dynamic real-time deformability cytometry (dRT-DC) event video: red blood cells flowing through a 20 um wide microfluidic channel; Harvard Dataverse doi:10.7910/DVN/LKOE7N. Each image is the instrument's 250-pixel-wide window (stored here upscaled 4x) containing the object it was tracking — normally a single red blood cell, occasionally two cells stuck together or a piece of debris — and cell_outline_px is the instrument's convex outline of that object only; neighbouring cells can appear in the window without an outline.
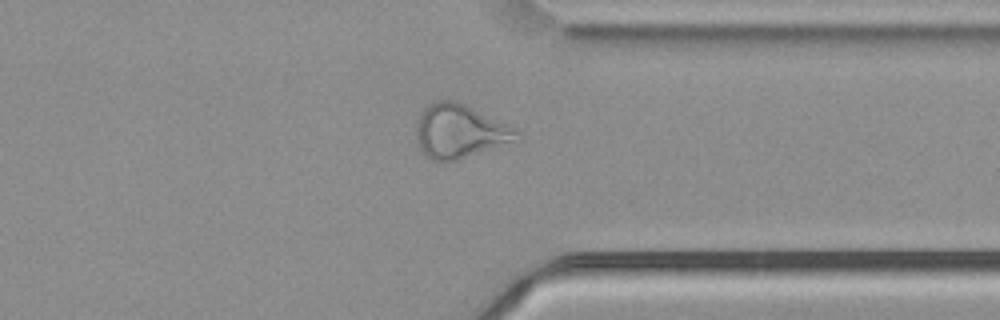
{"species": "common noctule bat (a hibernating species)", "species_latin": "Nyctalus noctula", "temperature_condition": "cold", "stored_images_in_passage": 50, "camera_frame_rate_fps": 3000, "um_per_image_px": 0.085, "animal": {"sex": "male", "body_mass_g": 21.5, "forearm_length_mm": 52.0}, "frame": {"image": 1, "passage_image": 38, "time_ms": 12.333, "image_size_px": [1000, 320], "cell_outline_px": [[520, 132], [512, 140], [456, 160], [432, 160], [420, 148], [416, 136], [416, 124], [420, 112], [428, 104], [436, 100], [456, 100], [516, 128]], "centroid_in_image_um": [38.99, 11.11], "position_along_channel_um": 372.4, "area_um2": 30.58}}
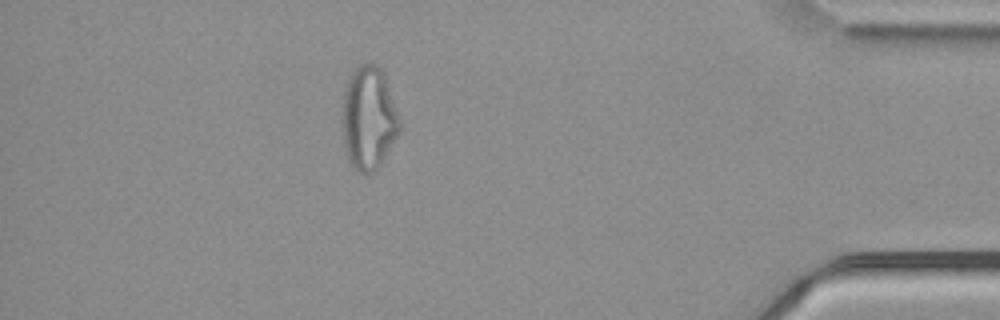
{"frame": {"image": 2, "passage_image": 44, "time_ms": 14.333, "image_size_px": [1000, 320], "cell_outline_px": [[400, 132], [380, 164], [368, 176], [356, 172], [348, 160], [344, 144], [344, 92], [348, 80], [352, 72], [360, 64], [376, 64], [380, 68], [384, 76], [400, 120]], "centroid_in_image_um": [31.34, 10.09], "position_along_channel_um": 403.9, "area_um2": 33.87}}